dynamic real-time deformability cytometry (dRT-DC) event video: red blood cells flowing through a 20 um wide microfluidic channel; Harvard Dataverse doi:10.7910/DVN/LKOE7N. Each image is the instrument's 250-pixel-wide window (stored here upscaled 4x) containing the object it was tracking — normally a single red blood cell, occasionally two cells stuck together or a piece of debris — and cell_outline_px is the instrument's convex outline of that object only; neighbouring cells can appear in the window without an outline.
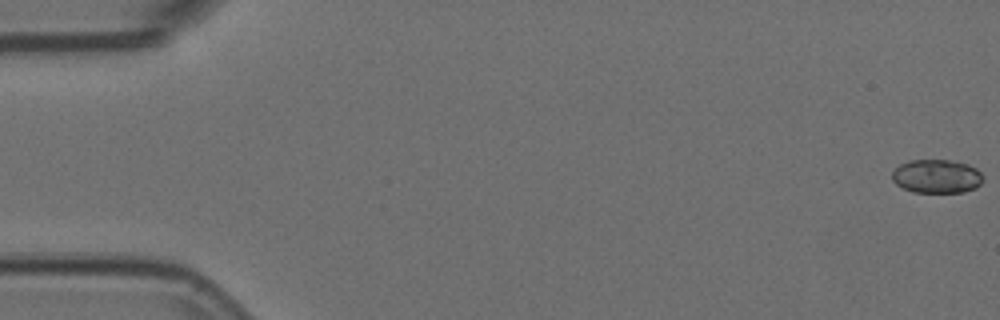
{"species": "Egyptian fruit bat (a non-hibernating species)", "species_latin": "Rousettus aegyptiacus", "temperature_condition": "room temperature", "stored_images_in_passage": 13, "camera_frame_rate_fps": 3000, "um_per_image_px": 0.085, "animal": {"sex": "female"}, "frame": {"image": 1, "passage_image": 1, "time_ms": 0.0, "image_size_px": [1000, 320], "cell_outline_px": [[984, 180], [976, 188], [964, 192], [912, 192], [896, 184], [892, 180], [892, 172], [900, 164], [908, 160], [948, 160], [968, 164], [976, 168], [984, 176]], "centroid_in_image_um": [79.63, 14.99], "position_along_channel_um": 5.4, "area_um2": 17.98}}
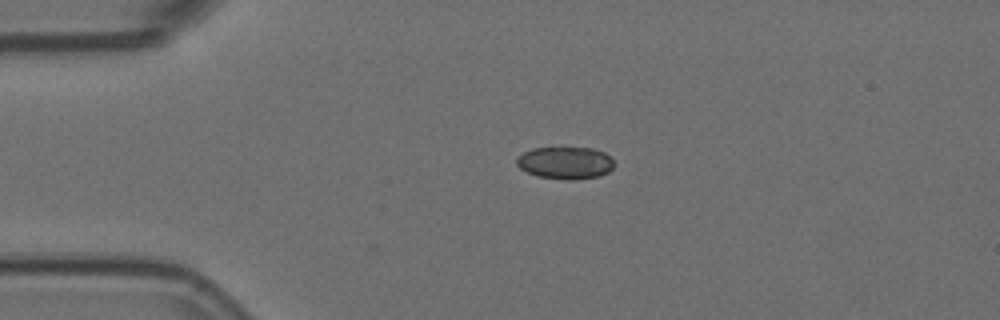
{"frame": {"image": 2, "passage_image": 13, "time_ms": 4.0, "image_size_px": [1000, 320], "cell_outline_px": [[616, 164], [608, 172], [600, 176], [576, 180], [568, 180], [536, 176], [520, 168], [516, 164], [516, 156], [532, 148], [592, 148], [604, 152]], "centroid_in_image_um": [48.04, 13.85], "position_along_channel_um": 37.0, "area_um2": 18.44}}